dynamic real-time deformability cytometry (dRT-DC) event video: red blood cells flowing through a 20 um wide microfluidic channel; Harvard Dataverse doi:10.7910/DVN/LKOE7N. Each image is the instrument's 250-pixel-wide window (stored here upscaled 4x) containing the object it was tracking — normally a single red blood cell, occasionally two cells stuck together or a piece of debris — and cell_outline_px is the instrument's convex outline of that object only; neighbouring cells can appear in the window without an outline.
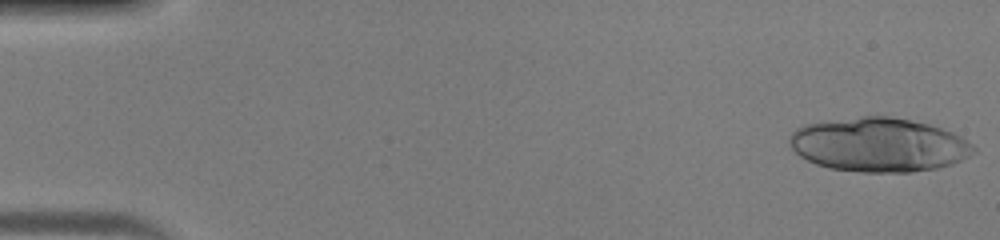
{"species": "human", "species_latin": "Homo sapiens", "temperature_condition": "warm", "stored_images_in_passage": 19, "camera_frame_rate_fps": 3000, "um_per_image_px": 0.085, "donor": {"sex": "male"}, "frame": {"image": 1, "passage_image": 1, "time_ms": 0.0, "image_size_px": [1000, 240], "cell_outline_px": [[976, 152], [952, 164], [940, 168], [912, 172], [860, 172], [828, 168], [816, 164], [800, 156], [788, 144], [788, 136], [796, 128], [804, 124], [860, 116], [892, 116], [928, 124], [952, 132], [960, 136], [972, 144], [976, 148]], "centroid_in_image_um": [74.68, 12.31], "position_along_channel_um": 10.3, "area_um2": 58.2}}
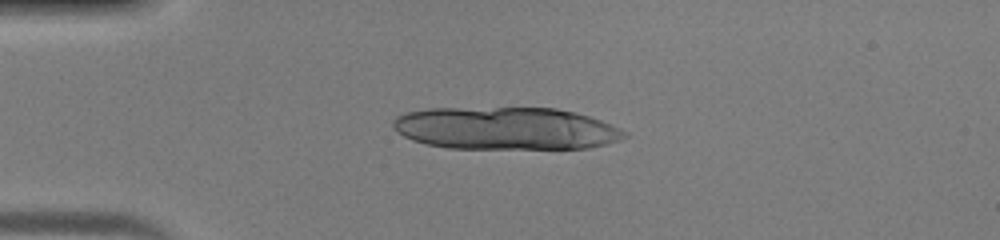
{"frame": {"image": 2, "passage_image": 11, "time_ms": 3.333, "image_size_px": [1000, 240], "cell_outline_px": [[628, 136], [608, 144], [588, 148], [448, 148], [424, 144], [412, 140], [396, 132], [392, 128], [392, 120], [396, 116], [408, 112], [428, 108], [556, 108], [588, 116], [600, 120], [620, 128], [628, 132]], "centroid_in_image_um": [42.96, 10.91], "position_along_channel_um": 42.0, "area_um2": 57.51}}